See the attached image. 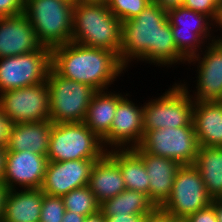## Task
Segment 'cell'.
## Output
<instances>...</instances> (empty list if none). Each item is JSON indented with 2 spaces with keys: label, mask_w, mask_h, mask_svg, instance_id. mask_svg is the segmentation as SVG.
Instances as JSON below:
<instances>
[{
  "label": "cell",
  "mask_w": 222,
  "mask_h": 222,
  "mask_svg": "<svg viewBox=\"0 0 222 222\" xmlns=\"http://www.w3.org/2000/svg\"><path fill=\"white\" fill-rule=\"evenodd\" d=\"M107 151L84 122L52 123L48 161L100 159Z\"/></svg>",
  "instance_id": "cell-5"
},
{
  "label": "cell",
  "mask_w": 222,
  "mask_h": 222,
  "mask_svg": "<svg viewBox=\"0 0 222 222\" xmlns=\"http://www.w3.org/2000/svg\"><path fill=\"white\" fill-rule=\"evenodd\" d=\"M72 0H26L24 14L43 47L53 49L71 42Z\"/></svg>",
  "instance_id": "cell-4"
},
{
  "label": "cell",
  "mask_w": 222,
  "mask_h": 222,
  "mask_svg": "<svg viewBox=\"0 0 222 222\" xmlns=\"http://www.w3.org/2000/svg\"><path fill=\"white\" fill-rule=\"evenodd\" d=\"M191 90L181 81L169 87L165 93L143 104V129L157 130L188 126L193 120L194 100ZM150 101V102H149Z\"/></svg>",
  "instance_id": "cell-6"
},
{
  "label": "cell",
  "mask_w": 222,
  "mask_h": 222,
  "mask_svg": "<svg viewBox=\"0 0 222 222\" xmlns=\"http://www.w3.org/2000/svg\"><path fill=\"white\" fill-rule=\"evenodd\" d=\"M47 164V156L32 151H6L2 182L9 190L18 189L17 187L20 189H40Z\"/></svg>",
  "instance_id": "cell-15"
},
{
  "label": "cell",
  "mask_w": 222,
  "mask_h": 222,
  "mask_svg": "<svg viewBox=\"0 0 222 222\" xmlns=\"http://www.w3.org/2000/svg\"><path fill=\"white\" fill-rule=\"evenodd\" d=\"M122 22L106 4L74 2L71 41L120 56Z\"/></svg>",
  "instance_id": "cell-3"
},
{
  "label": "cell",
  "mask_w": 222,
  "mask_h": 222,
  "mask_svg": "<svg viewBox=\"0 0 222 222\" xmlns=\"http://www.w3.org/2000/svg\"><path fill=\"white\" fill-rule=\"evenodd\" d=\"M187 219L190 222H218L215 207L212 204L204 209L190 214Z\"/></svg>",
  "instance_id": "cell-32"
},
{
  "label": "cell",
  "mask_w": 222,
  "mask_h": 222,
  "mask_svg": "<svg viewBox=\"0 0 222 222\" xmlns=\"http://www.w3.org/2000/svg\"><path fill=\"white\" fill-rule=\"evenodd\" d=\"M64 212L62 197L44 193L39 222H62Z\"/></svg>",
  "instance_id": "cell-29"
},
{
  "label": "cell",
  "mask_w": 222,
  "mask_h": 222,
  "mask_svg": "<svg viewBox=\"0 0 222 222\" xmlns=\"http://www.w3.org/2000/svg\"><path fill=\"white\" fill-rule=\"evenodd\" d=\"M88 186L99 204L126 189L118 164L107 153L94 162Z\"/></svg>",
  "instance_id": "cell-20"
},
{
  "label": "cell",
  "mask_w": 222,
  "mask_h": 222,
  "mask_svg": "<svg viewBox=\"0 0 222 222\" xmlns=\"http://www.w3.org/2000/svg\"><path fill=\"white\" fill-rule=\"evenodd\" d=\"M211 204L215 207L218 222H222V199L212 200Z\"/></svg>",
  "instance_id": "cell-40"
},
{
  "label": "cell",
  "mask_w": 222,
  "mask_h": 222,
  "mask_svg": "<svg viewBox=\"0 0 222 222\" xmlns=\"http://www.w3.org/2000/svg\"><path fill=\"white\" fill-rule=\"evenodd\" d=\"M155 205L144 193L125 189L113 198L100 204V211L104 216L117 214H148Z\"/></svg>",
  "instance_id": "cell-26"
},
{
  "label": "cell",
  "mask_w": 222,
  "mask_h": 222,
  "mask_svg": "<svg viewBox=\"0 0 222 222\" xmlns=\"http://www.w3.org/2000/svg\"><path fill=\"white\" fill-rule=\"evenodd\" d=\"M46 82L50 101V121L84 122L96 90L87 84L62 77L52 68Z\"/></svg>",
  "instance_id": "cell-7"
},
{
  "label": "cell",
  "mask_w": 222,
  "mask_h": 222,
  "mask_svg": "<svg viewBox=\"0 0 222 222\" xmlns=\"http://www.w3.org/2000/svg\"><path fill=\"white\" fill-rule=\"evenodd\" d=\"M173 215L169 214L161 207H155L145 216L144 222H172Z\"/></svg>",
  "instance_id": "cell-34"
},
{
  "label": "cell",
  "mask_w": 222,
  "mask_h": 222,
  "mask_svg": "<svg viewBox=\"0 0 222 222\" xmlns=\"http://www.w3.org/2000/svg\"><path fill=\"white\" fill-rule=\"evenodd\" d=\"M222 9V0H213Z\"/></svg>",
  "instance_id": "cell-46"
},
{
  "label": "cell",
  "mask_w": 222,
  "mask_h": 222,
  "mask_svg": "<svg viewBox=\"0 0 222 222\" xmlns=\"http://www.w3.org/2000/svg\"><path fill=\"white\" fill-rule=\"evenodd\" d=\"M51 133L50 120L13 124L6 151L27 150L47 156Z\"/></svg>",
  "instance_id": "cell-19"
},
{
  "label": "cell",
  "mask_w": 222,
  "mask_h": 222,
  "mask_svg": "<svg viewBox=\"0 0 222 222\" xmlns=\"http://www.w3.org/2000/svg\"><path fill=\"white\" fill-rule=\"evenodd\" d=\"M157 4H159L165 10L182 6L184 0H153Z\"/></svg>",
  "instance_id": "cell-38"
},
{
  "label": "cell",
  "mask_w": 222,
  "mask_h": 222,
  "mask_svg": "<svg viewBox=\"0 0 222 222\" xmlns=\"http://www.w3.org/2000/svg\"><path fill=\"white\" fill-rule=\"evenodd\" d=\"M25 4L26 0H0V17L24 13Z\"/></svg>",
  "instance_id": "cell-31"
},
{
  "label": "cell",
  "mask_w": 222,
  "mask_h": 222,
  "mask_svg": "<svg viewBox=\"0 0 222 222\" xmlns=\"http://www.w3.org/2000/svg\"><path fill=\"white\" fill-rule=\"evenodd\" d=\"M65 210L89 216L100 210V204L89 186L73 189L62 196Z\"/></svg>",
  "instance_id": "cell-27"
},
{
  "label": "cell",
  "mask_w": 222,
  "mask_h": 222,
  "mask_svg": "<svg viewBox=\"0 0 222 222\" xmlns=\"http://www.w3.org/2000/svg\"><path fill=\"white\" fill-rule=\"evenodd\" d=\"M5 157H6V148L0 147V181L3 180V176H4Z\"/></svg>",
  "instance_id": "cell-41"
},
{
  "label": "cell",
  "mask_w": 222,
  "mask_h": 222,
  "mask_svg": "<svg viewBox=\"0 0 222 222\" xmlns=\"http://www.w3.org/2000/svg\"><path fill=\"white\" fill-rule=\"evenodd\" d=\"M84 222H106L103 213L99 210L97 213L86 216Z\"/></svg>",
  "instance_id": "cell-39"
},
{
  "label": "cell",
  "mask_w": 222,
  "mask_h": 222,
  "mask_svg": "<svg viewBox=\"0 0 222 222\" xmlns=\"http://www.w3.org/2000/svg\"><path fill=\"white\" fill-rule=\"evenodd\" d=\"M193 126L199 146L222 147V104L194 102Z\"/></svg>",
  "instance_id": "cell-21"
},
{
  "label": "cell",
  "mask_w": 222,
  "mask_h": 222,
  "mask_svg": "<svg viewBox=\"0 0 222 222\" xmlns=\"http://www.w3.org/2000/svg\"><path fill=\"white\" fill-rule=\"evenodd\" d=\"M127 93L117 104L109 134L102 140L106 151L139 147L144 137L143 106L128 99Z\"/></svg>",
  "instance_id": "cell-13"
},
{
  "label": "cell",
  "mask_w": 222,
  "mask_h": 222,
  "mask_svg": "<svg viewBox=\"0 0 222 222\" xmlns=\"http://www.w3.org/2000/svg\"><path fill=\"white\" fill-rule=\"evenodd\" d=\"M119 59L125 68L133 59L167 68L187 62L174 43L167 10L152 1L138 16L122 22Z\"/></svg>",
  "instance_id": "cell-1"
},
{
  "label": "cell",
  "mask_w": 222,
  "mask_h": 222,
  "mask_svg": "<svg viewBox=\"0 0 222 222\" xmlns=\"http://www.w3.org/2000/svg\"><path fill=\"white\" fill-rule=\"evenodd\" d=\"M206 49V50H205ZM203 56V57H201ZM193 62V63H192ZM197 63L196 91L190 97L195 102L220 101L222 97V48L214 41L197 55L187 60Z\"/></svg>",
  "instance_id": "cell-14"
},
{
  "label": "cell",
  "mask_w": 222,
  "mask_h": 222,
  "mask_svg": "<svg viewBox=\"0 0 222 222\" xmlns=\"http://www.w3.org/2000/svg\"><path fill=\"white\" fill-rule=\"evenodd\" d=\"M167 16L177 50L186 60L199 54L216 37L211 29L216 23L205 14L178 6L168 9Z\"/></svg>",
  "instance_id": "cell-8"
},
{
  "label": "cell",
  "mask_w": 222,
  "mask_h": 222,
  "mask_svg": "<svg viewBox=\"0 0 222 222\" xmlns=\"http://www.w3.org/2000/svg\"><path fill=\"white\" fill-rule=\"evenodd\" d=\"M172 222H190V221L185 217H174L172 219Z\"/></svg>",
  "instance_id": "cell-43"
},
{
  "label": "cell",
  "mask_w": 222,
  "mask_h": 222,
  "mask_svg": "<svg viewBox=\"0 0 222 222\" xmlns=\"http://www.w3.org/2000/svg\"><path fill=\"white\" fill-rule=\"evenodd\" d=\"M212 200L222 199V147L199 146L195 162Z\"/></svg>",
  "instance_id": "cell-25"
},
{
  "label": "cell",
  "mask_w": 222,
  "mask_h": 222,
  "mask_svg": "<svg viewBox=\"0 0 222 222\" xmlns=\"http://www.w3.org/2000/svg\"><path fill=\"white\" fill-rule=\"evenodd\" d=\"M8 192H9L8 187L2 181H0V222H2L3 220L5 201Z\"/></svg>",
  "instance_id": "cell-36"
},
{
  "label": "cell",
  "mask_w": 222,
  "mask_h": 222,
  "mask_svg": "<svg viewBox=\"0 0 222 222\" xmlns=\"http://www.w3.org/2000/svg\"><path fill=\"white\" fill-rule=\"evenodd\" d=\"M43 197L41 189L9 190L2 222H39Z\"/></svg>",
  "instance_id": "cell-22"
},
{
  "label": "cell",
  "mask_w": 222,
  "mask_h": 222,
  "mask_svg": "<svg viewBox=\"0 0 222 222\" xmlns=\"http://www.w3.org/2000/svg\"><path fill=\"white\" fill-rule=\"evenodd\" d=\"M85 3H94V4H108L109 0H80Z\"/></svg>",
  "instance_id": "cell-42"
},
{
  "label": "cell",
  "mask_w": 222,
  "mask_h": 222,
  "mask_svg": "<svg viewBox=\"0 0 222 222\" xmlns=\"http://www.w3.org/2000/svg\"><path fill=\"white\" fill-rule=\"evenodd\" d=\"M218 27L219 29H216L215 31L217 32L218 30H222V9H221V16L219 22L216 24L215 28Z\"/></svg>",
  "instance_id": "cell-45"
},
{
  "label": "cell",
  "mask_w": 222,
  "mask_h": 222,
  "mask_svg": "<svg viewBox=\"0 0 222 222\" xmlns=\"http://www.w3.org/2000/svg\"><path fill=\"white\" fill-rule=\"evenodd\" d=\"M212 199L194 165H181L173 182L170 197L161 206L174 217L187 218L190 214L209 206Z\"/></svg>",
  "instance_id": "cell-11"
},
{
  "label": "cell",
  "mask_w": 222,
  "mask_h": 222,
  "mask_svg": "<svg viewBox=\"0 0 222 222\" xmlns=\"http://www.w3.org/2000/svg\"><path fill=\"white\" fill-rule=\"evenodd\" d=\"M12 126H13V123L2 112L0 108V147L1 148L7 147Z\"/></svg>",
  "instance_id": "cell-33"
},
{
  "label": "cell",
  "mask_w": 222,
  "mask_h": 222,
  "mask_svg": "<svg viewBox=\"0 0 222 222\" xmlns=\"http://www.w3.org/2000/svg\"><path fill=\"white\" fill-rule=\"evenodd\" d=\"M133 150L142 158L149 176V200L161 207L170 197L176 173L181 164L175 160L145 152L140 146Z\"/></svg>",
  "instance_id": "cell-18"
},
{
  "label": "cell",
  "mask_w": 222,
  "mask_h": 222,
  "mask_svg": "<svg viewBox=\"0 0 222 222\" xmlns=\"http://www.w3.org/2000/svg\"><path fill=\"white\" fill-rule=\"evenodd\" d=\"M153 0H109L108 9L121 22L138 16Z\"/></svg>",
  "instance_id": "cell-28"
},
{
  "label": "cell",
  "mask_w": 222,
  "mask_h": 222,
  "mask_svg": "<svg viewBox=\"0 0 222 222\" xmlns=\"http://www.w3.org/2000/svg\"><path fill=\"white\" fill-rule=\"evenodd\" d=\"M85 216L65 210L62 222H84Z\"/></svg>",
  "instance_id": "cell-37"
},
{
  "label": "cell",
  "mask_w": 222,
  "mask_h": 222,
  "mask_svg": "<svg viewBox=\"0 0 222 222\" xmlns=\"http://www.w3.org/2000/svg\"><path fill=\"white\" fill-rule=\"evenodd\" d=\"M42 48L24 13L0 17V58L27 54Z\"/></svg>",
  "instance_id": "cell-17"
},
{
  "label": "cell",
  "mask_w": 222,
  "mask_h": 222,
  "mask_svg": "<svg viewBox=\"0 0 222 222\" xmlns=\"http://www.w3.org/2000/svg\"><path fill=\"white\" fill-rule=\"evenodd\" d=\"M0 108L13 124L50 120L47 82L1 92Z\"/></svg>",
  "instance_id": "cell-12"
},
{
  "label": "cell",
  "mask_w": 222,
  "mask_h": 222,
  "mask_svg": "<svg viewBox=\"0 0 222 222\" xmlns=\"http://www.w3.org/2000/svg\"><path fill=\"white\" fill-rule=\"evenodd\" d=\"M147 214H117L104 216L106 222H144Z\"/></svg>",
  "instance_id": "cell-35"
},
{
  "label": "cell",
  "mask_w": 222,
  "mask_h": 222,
  "mask_svg": "<svg viewBox=\"0 0 222 222\" xmlns=\"http://www.w3.org/2000/svg\"><path fill=\"white\" fill-rule=\"evenodd\" d=\"M114 92L108 91V89L96 91L84 120L86 126L101 140L109 134L117 104L125 96Z\"/></svg>",
  "instance_id": "cell-23"
},
{
  "label": "cell",
  "mask_w": 222,
  "mask_h": 222,
  "mask_svg": "<svg viewBox=\"0 0 222 222\" xmlns=\"http://www.w3.org/2000/svg\"><path fill=\"white\" fill-rule=\"evenodd\" d=\"M97 160L48 161L40 189L45 194L62 197L73 189L87 186L91 168Z\"/></svg>",
  "instance_id": "cell-16"
},
{
  "label": "cell",
  "mask_w": 222,
  "mask_h": 222,
  "mask_svg": "<svg viewBox=\"0 0 222 222\" xmlns=\"http://www.w3.org/2000/svg\"><path fill=\"white\" fill-rule=\"evenodd\" d=\"M182 6L209 16L216 24L220 20L221 8L213 0H184Z\"/></svg>",
  "instance_id": "cell-30"
},
{
  "label": "cell",
  "mask_w": 222,
  "mask_h": 222,
  "mask_svg": "<svg viewBox=\"0 0 222 222\" xmlns=\"http://www.w3.org/2000/svg\"><path fill=\"white\" fill-rule=\"evenodd\" d=\"M119 166L126 189L144 193L149 198V176L142 158L133 149L106 152Z\"/></svg>",
  "instance_id": "cell-24"
},
{
  "label": "cell",
  "mask_w": 222,
  "mask_h": 222,
  "mask_svg": "<svg viewBox=\"0 0 222 222\" xmlns=\"http://www.w3.org/2000/svg\"><path fill=\"white\" fill-rule=\"evenodd\" d=\"M139 146L149 154L175 160L181 165H193L199 149L193 122L177 128L144 130Z\"/></svg>",
  "instance_id": "cell-9"
},
{
  "label": "cell",
  "mask_w": 222,
  "mask_h": 222,
  "mask_svg": "<svg viewBox=\"0 0 222 222\" xmlns=\"http://www.w3.org/2000/svg\"><path fill=\"white\" fill-rule=\"evenodd\" d=\"M51 49L43 47L27 54L0 58V93L47 81Z\"/></svg>",
  "instance_id": "cell-10"
},
{
  "label": "cell",
  "mask_w": 222,
  "mask_h": 222,
  "mask_svg": "<svg viewBox=\"0 0 222 222\" xmlns=\"http://www.w3.org/2000/svg\"><path fill=\"white\" fill-rule=\"evenodd\" d=\"M222 32V30H221ZM217 37L214 39V42L218 44L222 48V34L221 36L216 35Z\"/></svg>",
  "instance_id": "cell-44"
},
{
  "label": "cell",
  "mask_w": 222,
  "mask_h": 222,
  "mask_svg": "<svg viewBox=\"0 0 222 222\" xmlns=\"http://www.w3.org/2000/svg\"><path fill=\"white\" fill-rule=\"evenodd\" d=\"M51 68L58 75L87 84L96 91L107 90L129 69L114 52L72 41L51 49Z\"/></svg>",
  "instance_id": "cell-2"
}]
</instances>
